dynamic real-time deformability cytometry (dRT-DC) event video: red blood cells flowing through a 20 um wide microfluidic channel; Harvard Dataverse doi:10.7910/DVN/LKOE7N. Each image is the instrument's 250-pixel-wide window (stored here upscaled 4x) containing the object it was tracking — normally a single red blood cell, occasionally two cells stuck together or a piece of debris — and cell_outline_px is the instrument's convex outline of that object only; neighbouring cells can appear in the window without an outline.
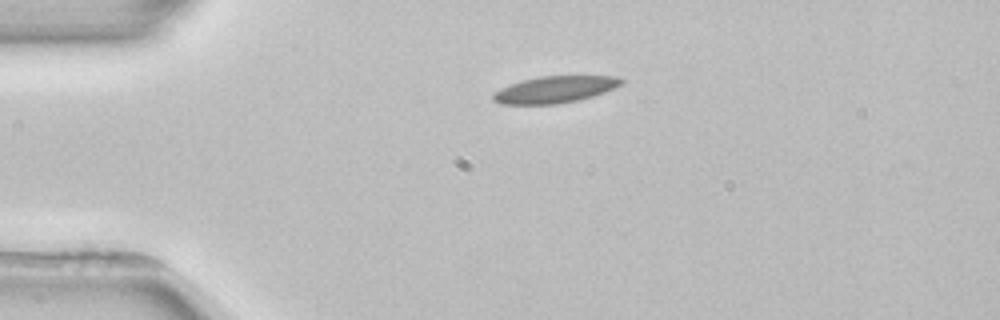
{"species": "common noctule bat (a hibernating species)", "species_latin": "Nyctalus noctula", "temperature_condition": "room temperature", "stored_images_in_passage": 3, "camera_frame_rate_fps": 3000, "um_per_image_px": 0.085, "animal": {"sex": "female", "body_mass_g": 22.7, "forearm_length_mm": 54.2}, "frame": {"image": 1, "passage_image": 1, "time_ms": 0.0, "image_size_px": [1000, 320], "cell_outline_px": [[624, 80], [620, 84], [604, 92], [592, 96], [576, 100], [556, 104], [500, 104], [492, 100], [492, 92], [508, 84], [540, 76], [616, 76]], "centroid_in_image_um": [47.08, 7.61], "position_along_channel_um": 37.9, "area_um2": 19.83}}
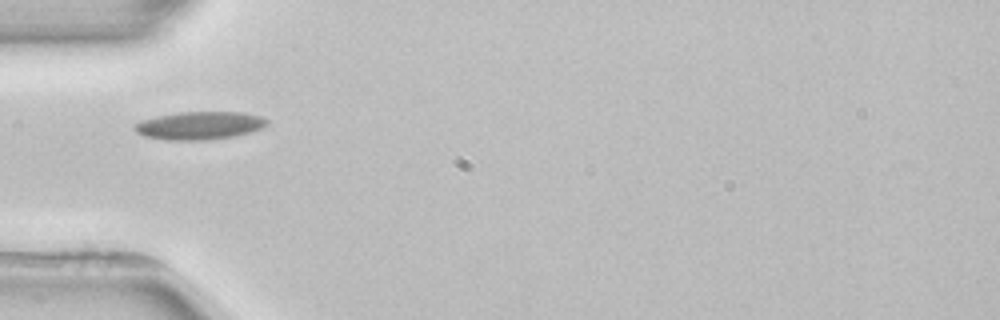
{"frame": {"image": 2, "passage_image": 2, "time_ms": 1.667, "image_size_px": [1000, 320], "cell_outline_px": [[268, 124], [260, 128], [248, 132], [232, 136], [208, 140], [164, 140], [144, 136], [136, 132], [132, 128], [132, 124], [156, 116], [180, 112], [244, 112], [260, 116], [268, 120]], "centroid_in_image_um": [16.91, 10.67], "position_along_channel_um": 68.1, "area_um2": 21.56}}